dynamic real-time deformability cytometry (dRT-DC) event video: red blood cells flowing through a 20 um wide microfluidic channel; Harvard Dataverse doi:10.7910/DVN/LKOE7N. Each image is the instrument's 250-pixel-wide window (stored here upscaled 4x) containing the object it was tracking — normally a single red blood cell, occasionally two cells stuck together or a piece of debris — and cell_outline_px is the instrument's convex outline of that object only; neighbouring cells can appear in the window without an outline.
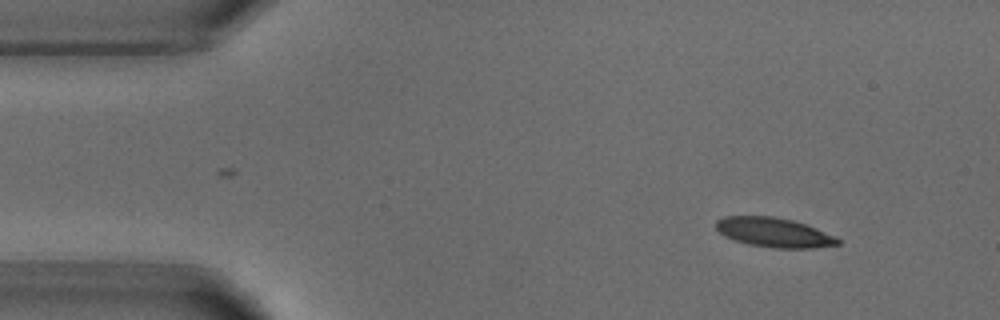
{"species": "common noctule bat (a hibernating species)", "species_latin": "Nyctalus noctula", "temperature_condition": "warm", "stored_images_in_passage": 3, "camera_frame_rate_fps": 3000, "um_per_image_px": 0.085, "animal": {"sex": "male", "body_mass_g": 18.8}, "frame": {"image": 1, "passage_image": 1, "time_ms": 0.0, "image_size_px": [1000, 320], "cell_outline_px": [[840, 244], [812, 248], [772, 248], [748, 244], [724, 236], [716, 228], [716, 220], [724, 216], [772, 216], [792, 220], [816, 228], [836, 236], [840, 240]], "centroid_in_image_um": [65.79, 19.76], "position_along_channel_um": 19.2, "area_um2": 20.87}}